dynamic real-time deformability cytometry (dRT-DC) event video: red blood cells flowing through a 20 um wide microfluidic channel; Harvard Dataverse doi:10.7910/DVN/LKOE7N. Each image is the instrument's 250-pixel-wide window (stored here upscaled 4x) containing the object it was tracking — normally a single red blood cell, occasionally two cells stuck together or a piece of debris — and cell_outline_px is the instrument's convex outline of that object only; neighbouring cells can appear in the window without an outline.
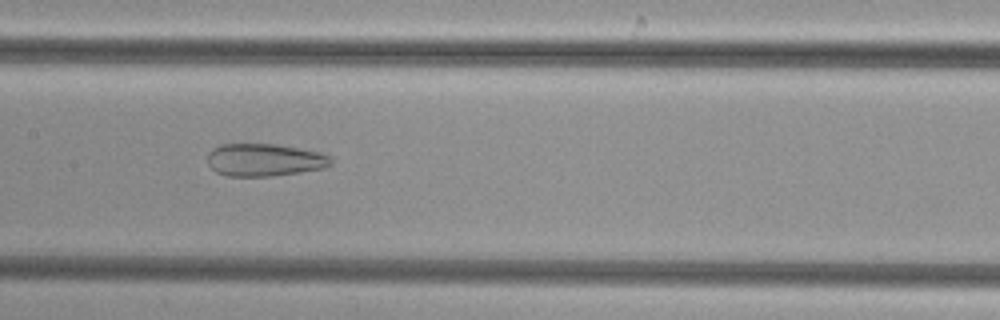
{"species": "common noctule bat (a hibernating species)", "species_latin": "Nyctalus noctula", "temperature_condition": "cold", "stored_images_in_passage": 42, "camera_frame_rate_fps": 3000, "um_per_image_px": 0.085, "animal": {"sex": "female", "body_mass_g": 29.2, "forearm_length_mm": 56.3}, "frame": {"image": 1, "passage_image": 17, "time_ms": 5.333, "image_size_px": [1000, 320], "cell_outline_px": [[332, 164], [324, 168], [300, 172], [272, 176], [228, 176], [216, 172], [208, 164], [208, 152], [212, 148], [220, 144], [276, 144], [320, 152], [328, 156], [332, 160]], "centroid_in_image_um": [22.46, 13.59], "position_along_channel_um": 184.9, "area_um2": 23.47}}
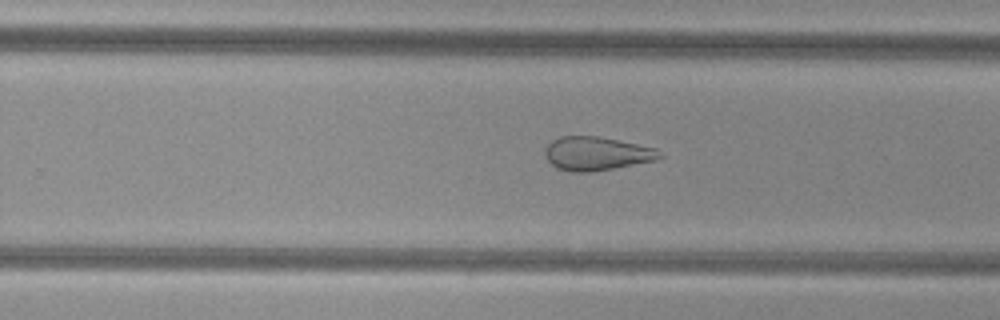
{"frame": {"image": 2, "passage_image": 24, "time_ms": 7.667, "image_size_px": [1000, 320], "cell_outline_px": [[664, 156], [656, 160], [592, 172], [572, 172], [556, 168], [548, 160], [544, 152], [544, 148], [552, 140], [560, 136], [596, 136], [656, 148]], "centroid_in_image_um": [50.68, 13.06], "position_along_channel_um": 279.1, "area_um2": 22.37}}
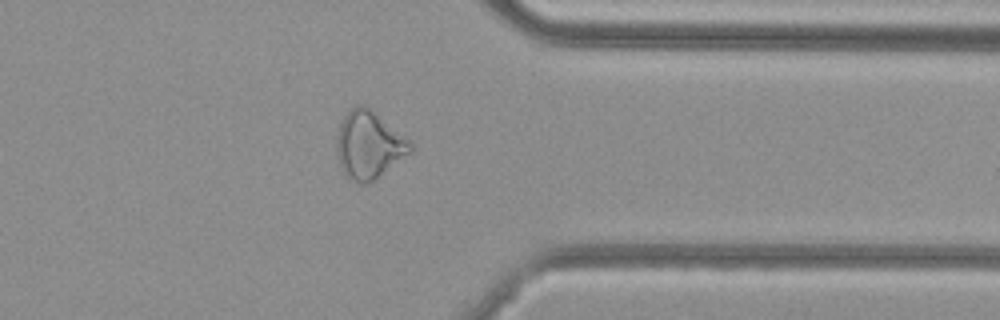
{"frame": {"image": 3, "passage_image": 32, "time_ms": 10.333, "image_size_px": [1000, 320], "cell_outline_px": [[416, 144], [412, 152], [372, 180], [364, 184], [360, 184], [344, 176], [340, 168], [336, 152], [336, 136], [340, 124], [344, 116], [356, 104], [364, 104], [376, 112]], "centroid_in_image_um": [31.36, 12.3], "position_along_channel_um": 380.0, "area_um2": 29.36}}